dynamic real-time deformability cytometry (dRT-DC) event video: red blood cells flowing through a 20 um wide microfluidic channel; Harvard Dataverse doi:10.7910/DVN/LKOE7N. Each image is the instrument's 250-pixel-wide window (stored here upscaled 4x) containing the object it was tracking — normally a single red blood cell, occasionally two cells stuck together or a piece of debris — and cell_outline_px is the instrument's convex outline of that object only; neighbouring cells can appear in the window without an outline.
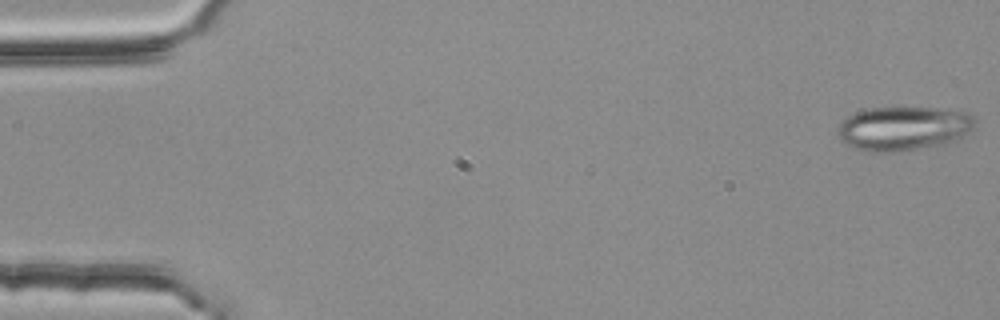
{"species": "common noctule bat (a hibernating species)", "species_latin": "Nyctalus noctula", "temperature_condition": "room temperature", "stored_images_in_passage": 3, "camera_frame_rate_fps": 3000, "um_per_image_px": 0.085, "animal": {"sex": "female", "body_mass_g": 25.1}, "frame": {"image": 1, "passage_image": 1, "time_ms": 0.0, "image_size_px": [1000, 320], "cell_outline_px": [[976, 124], [968, 132], [952, 140], [940, 144], [916, 148], [888, 152], [872, 152], [856, 148], [840, 140], [836, 132], [836, 128], [848, 116], [856, 112], [868, 108], [936, 108], [968, 112], [976, 120]], "centroid_in_image_um": [76.75, 10.89], "position_along_channel_um": 8.2, "area_um2": 34.68}}